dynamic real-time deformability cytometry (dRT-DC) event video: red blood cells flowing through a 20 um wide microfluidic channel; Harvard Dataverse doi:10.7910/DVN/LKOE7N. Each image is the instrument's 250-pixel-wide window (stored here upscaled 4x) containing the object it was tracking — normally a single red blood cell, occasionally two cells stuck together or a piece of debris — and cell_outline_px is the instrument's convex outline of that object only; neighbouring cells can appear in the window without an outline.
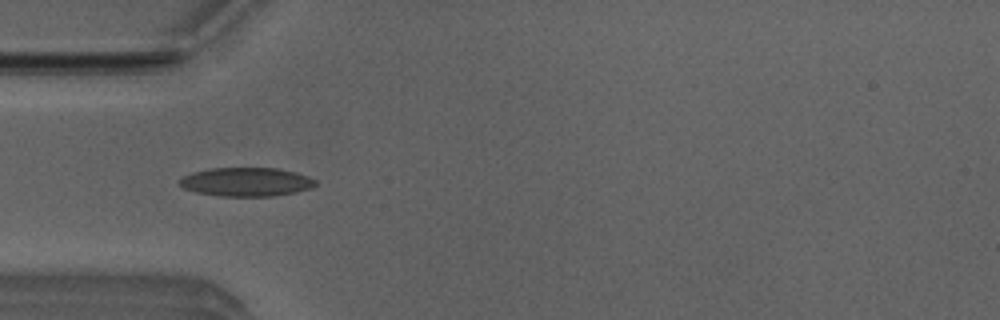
{"species": "Egyptian fruit bat (a non-hibernating species)", "species_latin": "Rousettus aegyptiacus", "temperature_condition": "room temperature", "stored_images_in_passage": 7, "camera_frame_rate_fps": 3000, "um_per_image_px": 0.085, "animal": {"sex": "male"}, "frame": {"image": 1, "passage_image": 5, "time_ms": 1.333, "image_size_px": [1000, 320], "cell_outline_px": [[316, 184], [312, 188], [296, 192], [276, 196], [216, 196], [196, 192], [184, 188], [176, 180], [192, 172], [212, 168], [276, 168], [296, 172], [308, 176], [316, 180]], "centroid_in_image_um": [20.94, 15.46], "position_along_channel_um": 64.1, "area_um2": 22.95}}